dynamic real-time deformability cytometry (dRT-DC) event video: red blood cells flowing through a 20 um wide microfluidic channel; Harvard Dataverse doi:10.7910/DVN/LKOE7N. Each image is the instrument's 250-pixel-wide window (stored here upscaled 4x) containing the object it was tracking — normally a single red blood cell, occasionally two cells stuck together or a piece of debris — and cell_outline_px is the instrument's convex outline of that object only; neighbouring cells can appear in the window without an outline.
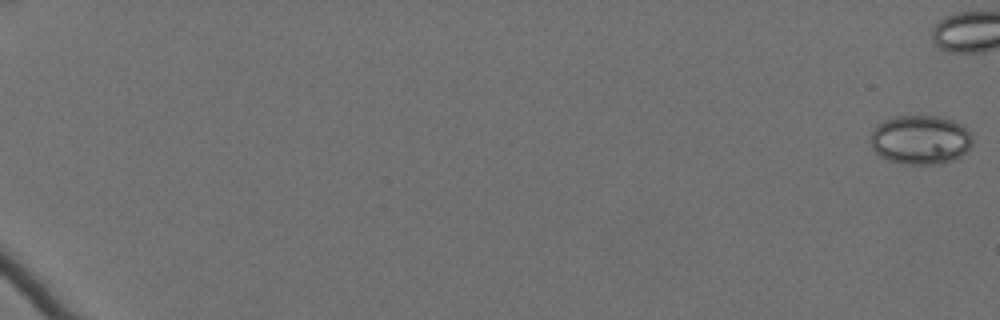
{"species": "Egyptian fruit bat (a non-hibernating species)", "species_latin": "Rousettus aegyptiacus", "temperature_condition": "cold", "stored_images_in_passage": 1, "camera_frame_rate_fps": 3000, "um_per_image_px": 0.085, "animal": {"sex": "female"}, "frame": {"image": 1, "passage_image": 1, "time_ms": 0.0, "image_size_px": [1000, 320], "cell_outline_px": [[972, 144], [968, 152], [952, 160], [940, 164], [908, 164], [888, 160], [880, 156], [872, 148], [872, 128], [876, 124], [884, 120], [896, 116], [940, 116], [964, 124], [972, 136]], "centroid_in_image_um": [78.26, 11.87], "position_along_channel_um": 6.7, "area_um2": 29.48}}